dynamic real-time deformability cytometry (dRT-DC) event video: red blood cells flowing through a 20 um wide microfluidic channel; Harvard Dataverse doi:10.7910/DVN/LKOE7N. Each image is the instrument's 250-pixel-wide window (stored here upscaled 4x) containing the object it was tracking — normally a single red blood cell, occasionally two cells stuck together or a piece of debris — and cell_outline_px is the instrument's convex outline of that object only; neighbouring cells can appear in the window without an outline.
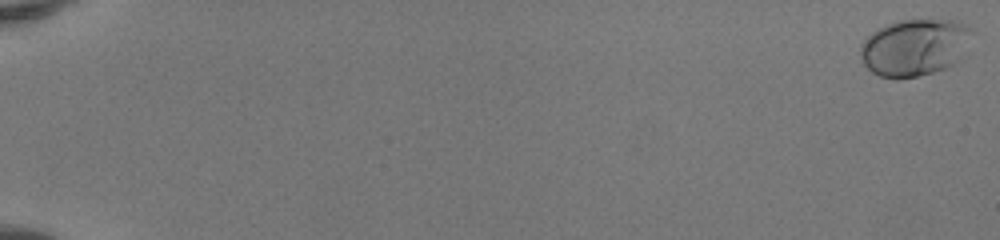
{"species": "human", "species_latin": "Homo sapiens", "temperature_condition": "room temperature", "stored_images_in_passage": 53, "camera_frame_rate_fps": 3000, "um_per_image_px": 0.085, "donor": {"sex": "female"}, "frame": {"image": 1, "passage_image": 1, "time_ms": 0.0, "image_size_px": [1000, 240], "cell_outline_px": [[976, 32], [960, 60], [944, 68], [932, 72], [916, 76], [896, 80], [880, 76], [872, 72], [864, 64], [860, 56], [860, 44], [872, 32], [896, 20], [956, 20], [972, 28]], "centroid_in_image_um": [77.78, 4.02], "position_along_channel_um": 7.2, "area_um2": 37.45}}
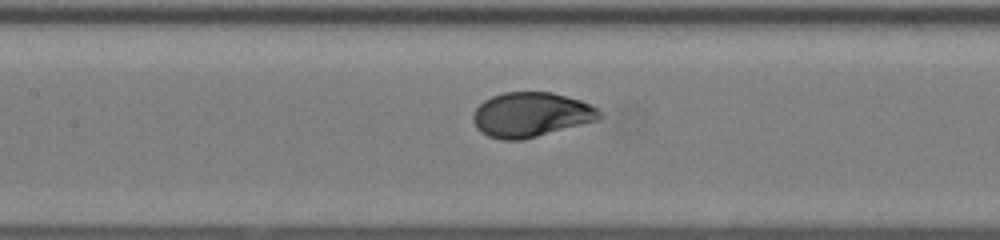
{"frame": {"image": 2, "passage_image": 28, "time_ms": 9.0, "image_size_px": [1000, 240], "cell_outline_px": [[604, 116], [600, 120], [520, 140], [500, 140], [488, 136], [480, 132], [476, 128], [472, 120], [472, 116], [476, 108], [484, 100], [492, 96], [504, 92], [552, 92], [580, 100], [592, 104], [600, 108]], "centroid_in_image_um": [45.16, 9.74], "position_along_channel_um": 162.2, "area_um2": 33.23}}
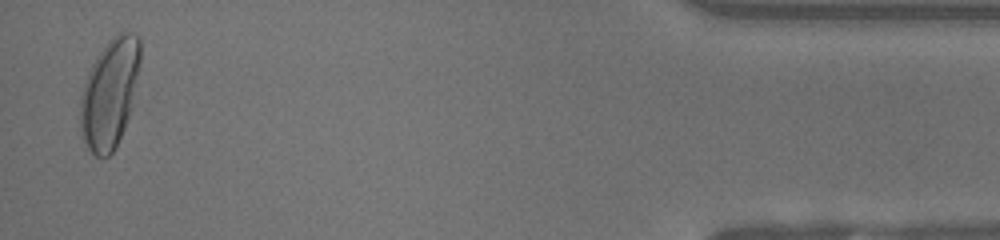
{"frame": {"image": 3, "passage_image": 52, "time_ms": 17.0, "image_size_px": [1000, 240], "cell_outline_px": [[140, 64], [132, 104], [124, 128], [112, 152], [108, 156], [96, 156], [88, 148], [84, 140], [80, 128], [80, 96], [88, 72], [96, 56], [108, 40], [112, 36], [120, 32], [132, 32], [140, 40]], "centroid_in_image_um": [9.31, 7.89], "position_along_channel_um": 425.9, "area_um2": 37.86}, "authors_computed_cell_mechanics": {"area_um2": 33.3506, "velocity_mm_per_s": 4.1223, "shape_relaxation_time_tau1_ms": 2.6751, "shape_relaxation_time_tau2_ms": null, "deformation_change_tau1": 0.1469, "deformation_change_tau2": null}}